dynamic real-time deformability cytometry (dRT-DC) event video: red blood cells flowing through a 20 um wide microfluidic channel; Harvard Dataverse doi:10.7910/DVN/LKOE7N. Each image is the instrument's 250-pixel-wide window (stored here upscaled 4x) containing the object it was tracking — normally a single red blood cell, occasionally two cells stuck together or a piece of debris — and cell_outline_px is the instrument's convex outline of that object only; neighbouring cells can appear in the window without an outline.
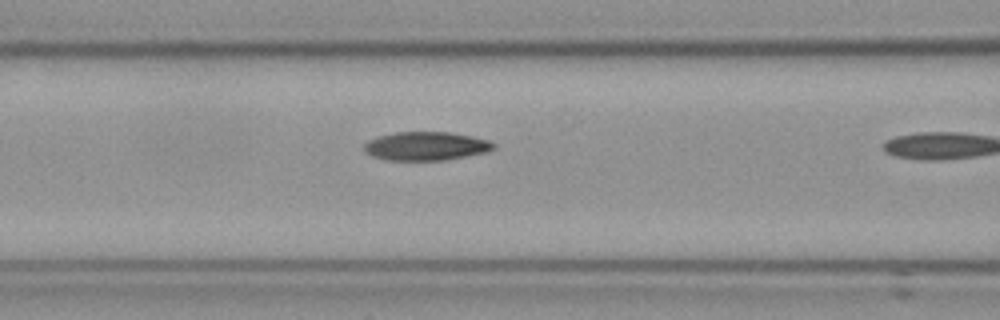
{"species": "Egyptian fruit bat (a non-hibernating species)", "species_latin": "Rousettus aegyptiacus", "temperature_condition": "cold", "stored_images_in_passage": 22, "camera_frame_rate_fps": 3000, "um_per_image_px": 0.085, "frame": {"image": 1, "passage_image": 21, "time_ms": 6.667, "image_size_px": [1000, 320], "cell_outline_px": [[496, 148], [488, 152], [468, 156], [444, 160], [384, 160], [372, 156], [364, 152], [364, 144], [368, 140], [376, 136], [396, 132], [448, 132], [472, 136], [488, 140], [496, 144]], "centroid_in_image_um": [36.21, 12.42], "position_along_channel_um": 130.4, "area_um2": 21.85}}